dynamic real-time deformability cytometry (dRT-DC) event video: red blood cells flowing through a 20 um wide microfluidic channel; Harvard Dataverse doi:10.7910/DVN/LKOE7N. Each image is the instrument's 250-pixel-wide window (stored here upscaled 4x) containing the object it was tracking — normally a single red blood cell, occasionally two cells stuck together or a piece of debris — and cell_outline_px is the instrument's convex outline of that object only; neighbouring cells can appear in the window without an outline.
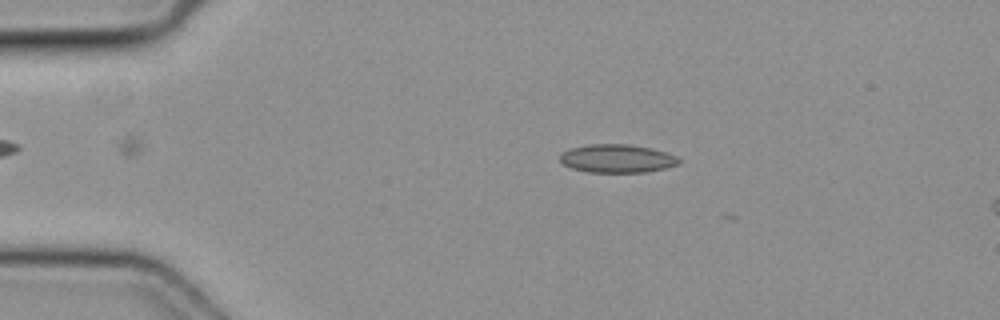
{"species": "common noctule bat (a hibernating species)", "species_latin": "Nyctalus noctula", "temperature_condition": "cold", "stored_images_in_passage": 11, "camera_frame_rate_fps": 3000, "um_per_image_px": 0.085, "animal": {"sex": "female", "body_mass_g": 19.3, "forearm_length_mm": 54.1}, "frame": {"image": 1, "passage_image": 9, "time_ms": 2.667, "image_size_px": [1000, 320], "cell_outline_px": [[680, 164], [664, 168], [644, 172], [588, 172], [572, 168], [564, 164], [560, 160], [560, 152], [572, 148], [588, 144], [628, 144], [652, 148], [676, 156], [680, 160]], "centroid_in_image_um": [52.44, 13.47], "position_along_channel_um": 32.6, "area_um2": 19.54}}